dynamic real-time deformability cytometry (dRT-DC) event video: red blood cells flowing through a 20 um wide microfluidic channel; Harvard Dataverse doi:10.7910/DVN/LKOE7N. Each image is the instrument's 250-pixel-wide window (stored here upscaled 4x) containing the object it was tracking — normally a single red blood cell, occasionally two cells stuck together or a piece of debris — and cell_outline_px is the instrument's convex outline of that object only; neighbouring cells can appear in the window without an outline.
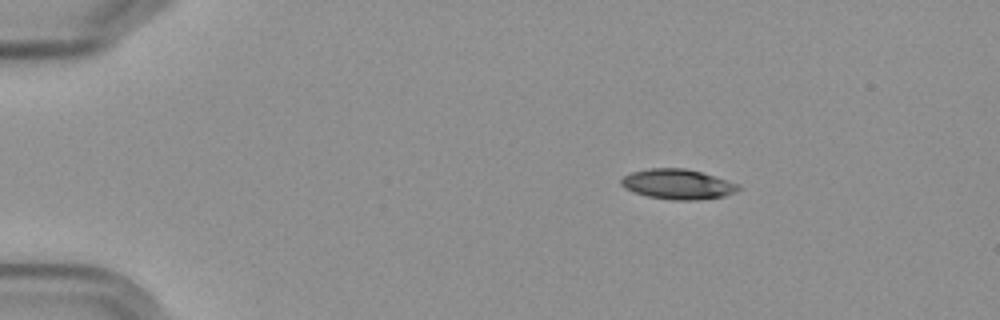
{"species": "Egyptian fruit bat (a non-hibernating species)", "species_latin": "Rousettus aegyptiacus", "temperature_condition": "cold", "stored_images_in_passage": 5, "camera_frame_rate_fps": 3000, "um_per_image_px": 0.085, "frame": {"image": 1, "passage_image": 2, "time_ms": 1.333, "image_size_px": [1000, 320], "cell_outline_px": [[744, 188], [736, 192], [724, 196], [696, 200], [672, 200], [648, 196], [632, 192], [624, 188], [620, 184], [620, 180], [624, 176], [632, 172], [652, 168], [684, 168], [700, 172], [740, 184]], "centroid_in_image_um": [57.62, 15.66], "position_along_channel_um": 27.4, "area_um2": 20.58}}
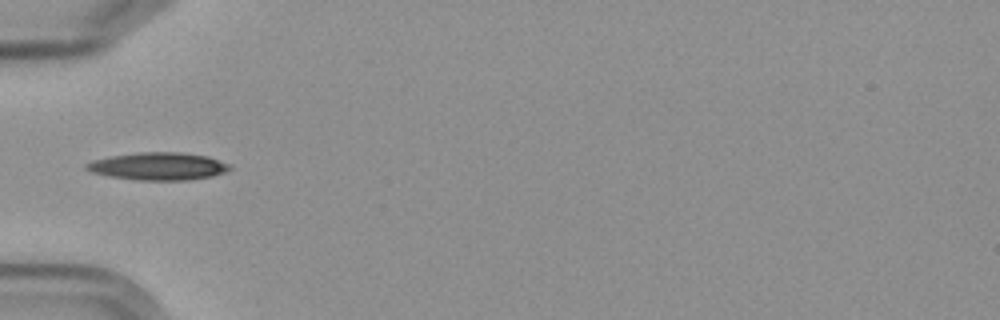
{"frame": {"image": 2, "passage_image": 5, "time_ms": 4.667, "image_size_px": [1000, 320], "cell_outline_px": [[232, 168], [228, 172], [212, 176], [188, 180], [136, 180], [108, 176], [92, 172], [84, 168], [84, 164], [92, 160], [112, 156], [136, 152], [180, 152], [208, 156], [228, 164]], "centroid_in_image_um": [13.44, 14.13], "position_along_channel_um": 71.6, "area_um2": 23.18}}